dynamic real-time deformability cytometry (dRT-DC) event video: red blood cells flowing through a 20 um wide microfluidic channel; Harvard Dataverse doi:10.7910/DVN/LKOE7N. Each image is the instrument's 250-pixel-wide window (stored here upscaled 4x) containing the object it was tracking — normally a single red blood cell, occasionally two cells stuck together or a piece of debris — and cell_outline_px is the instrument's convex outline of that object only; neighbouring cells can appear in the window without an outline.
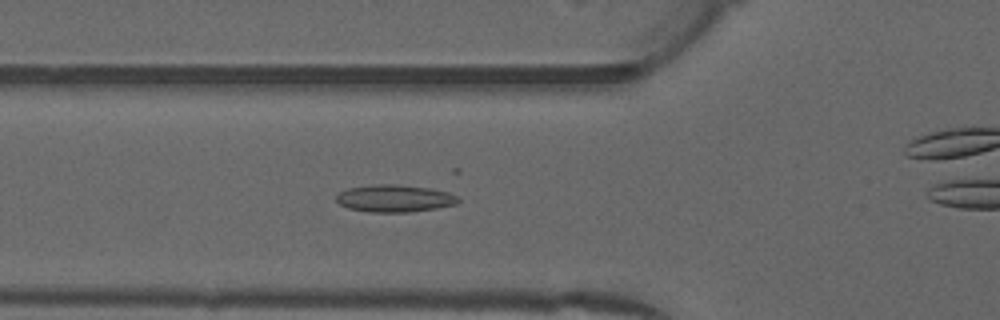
{"species": "common noctule bat (a hibernating species)", "species_latin": "Nyctalus noctula", "temperature_condition": "warm", "stored_images_in_passage": 50, "camera_frame_rate_fps": 3000, "um_per_image_px": 0.085, "animal": {"sex": "male", "forearm_length_mm": 52.5}, "frame": {"image": 1, "passage_image": 16, "time_ms": 5.0, "image_size_px": [1000, 320], "cell_outline_px": [[460, 200], [456, 204], [436, 208], [408, 212], [368, 212], [348, 208], [340, 204], [336, 200], [336, 196], [340, 192], [348, 188], [376, 184], [396, 184], [432, 188], [448, 192], [456, 196]], "centroid_in_image_um": [33.54, 16.86], "position_along_channel_um": 92.3, "area_um2": 19.36}}
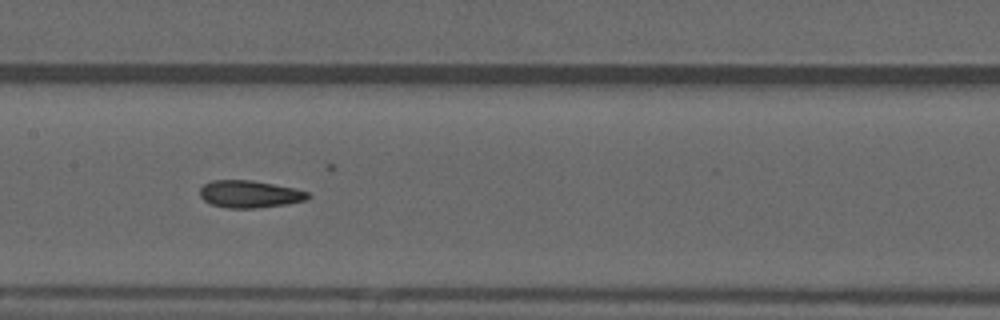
{"frame": {"image": 2, "passage_image": 23, "time_ms": 7.333, "image_size_px": [1000, 320], "cell_outline_px": [[312, 196], [308, 200], [288, 204], [256, 208], [228, 208], [212, 204], [204, 200], [200, 196], [200, 188], [204, 184], [212, 180], [252, 180], [296, 188], [308, 192]], "centroid_in_image_um": [21.27, 16.5], "position_along_channel_um": 186.1, "area_um2": 17.34}}
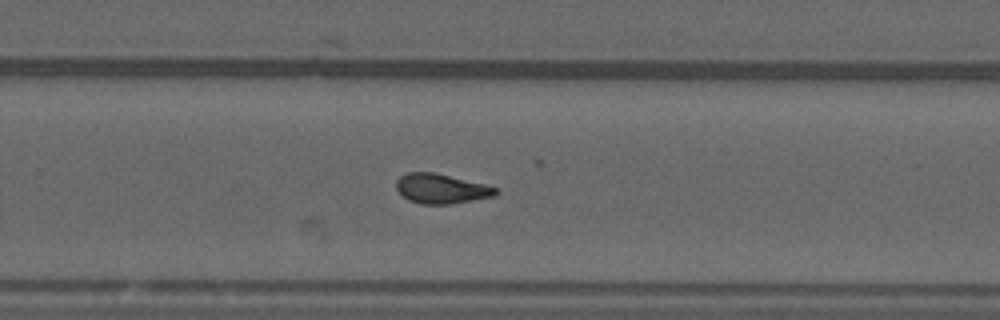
{"frame": {"image": 3, "passage_image": 31, "time_ms": 10.0, "image_size_px": [1000, 320], "cell_outline_px": [[500, 192], [492, 196], [452, 204], [420, 204], [408, 200], [396, 188], [396, 180], [400, 176], [408, 172], [432, 172], [484, 184], [500, 188]], "centroid_in_image_um": [37.5, 16.04], "position_along_channel_um": 292.3, "area_um2": 17.11}, "authors_computed_cell_mechanics": {"area_um2": 17.3689, "velocity_mm_per_s": 4.004, "shape_relaxation_time_tau1_ms": null, "shape_relaxation_time_tau2_ms": 2.1302, "deformation_change_tau1": null, "deformation_change_tau2": 0.0985}}